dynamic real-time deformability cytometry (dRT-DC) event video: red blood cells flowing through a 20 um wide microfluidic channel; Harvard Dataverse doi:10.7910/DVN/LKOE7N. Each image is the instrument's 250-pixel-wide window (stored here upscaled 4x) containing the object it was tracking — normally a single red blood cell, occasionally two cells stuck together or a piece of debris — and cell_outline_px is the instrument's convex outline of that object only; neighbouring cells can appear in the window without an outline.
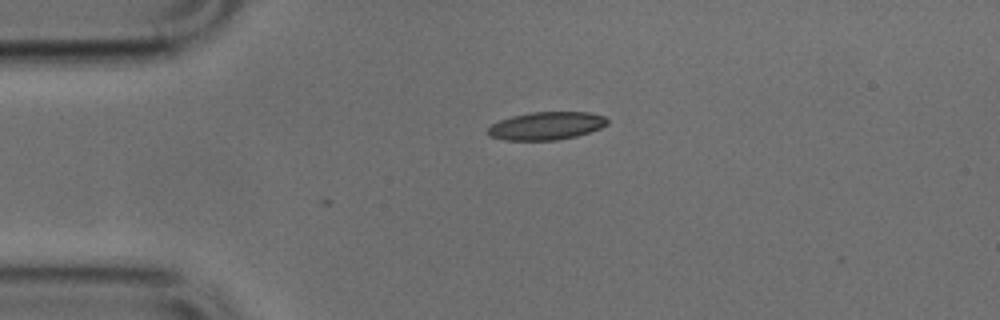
{"species": "common noctule bat (a hibernating species)", "species_latin": "Nyctalus noctula", "temperature_condition": "cold", "stored_images_in_passage": 2, "camera_frame_rate_fps": 3000, "um_per_image_px": 0.085, "animal": {"sex": "male", "body_mass_g": 17.9, "forearm_length_mm": 54.2}, "frame": {"image": 1, "passage_image": 2, "time_ms": 0.333, "image_size_px": [1000, 320], "cell_outline_px": [[608, 124], [600, 128], [576, 136], [556, 140], [504, 140], [488, 136], [488, 128], [492, 124], [500, 120], [512, 116], [532, 112], [588, 112], [604, 116], [608, 120]], "centroid_in_image_um": [46.43, 10.69], "position_along_channel_um": 38.6, "area_um2": 19.36}}